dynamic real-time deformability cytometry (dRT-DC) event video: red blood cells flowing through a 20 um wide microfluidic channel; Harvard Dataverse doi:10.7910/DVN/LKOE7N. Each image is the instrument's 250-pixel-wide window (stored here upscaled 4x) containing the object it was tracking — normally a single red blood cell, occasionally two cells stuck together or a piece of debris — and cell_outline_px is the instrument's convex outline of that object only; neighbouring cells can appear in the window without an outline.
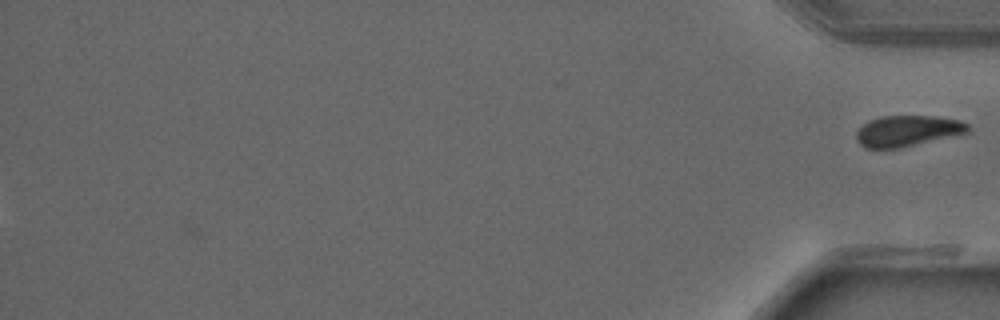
{"species": "common noctule bat (a hibernating species)", "species_latin": "Nyctalus noctula", "temperature_condition": "warm", "stored_images_in_passage": 37, "segment_of_instrument_passage": [2, 2], "camera_frame_rate_fps": 3000, "um_per_image_px": 0.085, "animal": {"sex": "male", "forearm_length_mm": 52.5}, "frame": {"image": 1, "passage_image": 37, "time_ms": 12.0, "image_size_px": [1000, 320], "cell_outline_px": [[968, 132], [900, 148], [864, 148], [856, 140], [856, 132], [868, 120], [880, 116], [936, 116], [960, 120], [968, 124]], "centroid_in_image_um": [77.1, 11.12], "position_along_channel_um": 358.1, "area_um2": 20.0}}